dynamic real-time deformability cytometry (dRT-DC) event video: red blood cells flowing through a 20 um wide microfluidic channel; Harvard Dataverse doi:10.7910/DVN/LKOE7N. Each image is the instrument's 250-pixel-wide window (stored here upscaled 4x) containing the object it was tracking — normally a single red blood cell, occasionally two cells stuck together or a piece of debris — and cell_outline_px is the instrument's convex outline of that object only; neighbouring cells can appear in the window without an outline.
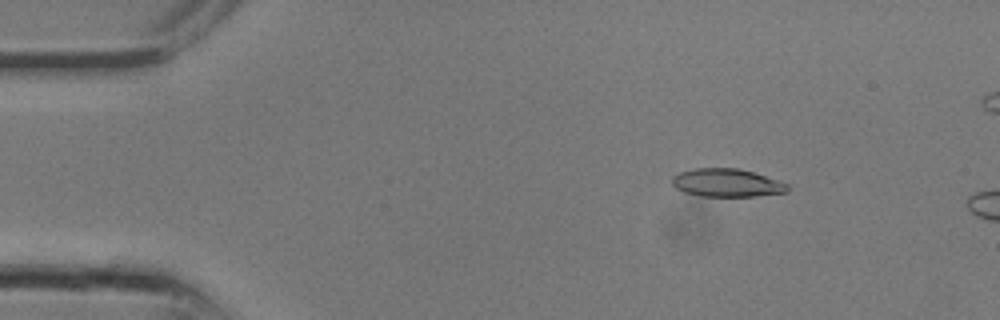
{"species": "common noctule bat (a hibernating species)", "species_latin": "Nyctalus noctula", "temperature_condition": "room temperature", "stored_images_in_passage": 7, "camera_frame_rate_fps": 3000, "um_per_image_px": 0.085, "animal": {"sex": "male", "body_mass_g": 13.3}, "frame": {"image": 1, "passage_image": 4, "time_ms": 1.0, "image_size_px": [1000, 320], "cell_outline_px": [[788, 192], [756, 196], [700, 196], [684, 192], [676, 188], [672, 184], [672, 176], [680, 172], [696, 168], [736, 168], [752, 172], [788, 184]], "centroid_in_image_um": [61.75, 15.54], "position_along_channel_um": 23.3, "area_um2": 18.73}}